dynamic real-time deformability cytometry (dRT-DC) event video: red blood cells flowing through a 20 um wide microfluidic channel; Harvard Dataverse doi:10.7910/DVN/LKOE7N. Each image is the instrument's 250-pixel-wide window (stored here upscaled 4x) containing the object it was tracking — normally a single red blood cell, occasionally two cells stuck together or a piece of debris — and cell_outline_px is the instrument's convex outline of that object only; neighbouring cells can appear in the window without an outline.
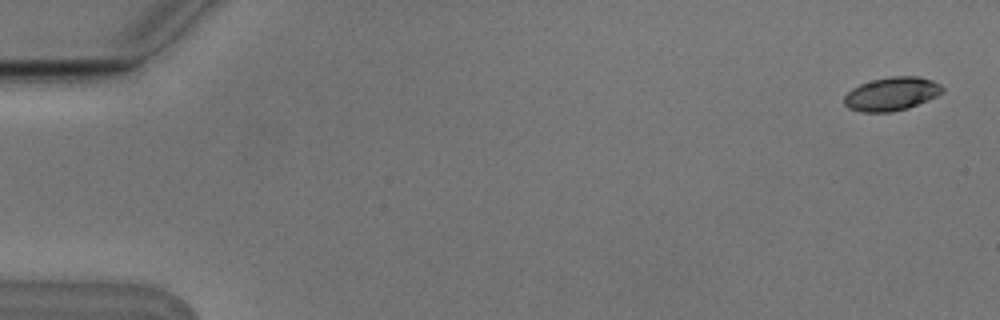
{"species": "Egyptian fruit bat (a non-hibernating species)", "species_latin": "Rousettus aegyptiacus", "temperature_condition": "cold", "stored_images_in_passage": 5, "camera_frame_rate_fps": 3000, "um_per_image_px": 0.085, "animal": {"sex": "male"}, "frame": {"image": 1, "passage_image": 1, "time_ms": 0.0, "image_size_px": [1000, 320], "cell_outline_px": [[944, 92], [928, 100], [908, 108], [892, 112], [860, 112], [848, 108], [844, 104], [844, 96], [852, 88], [860, 84], [872, 80], [892, 76], [920, 76], [932, 80], [940, 84], [944, 88]], "centroid_in_image_um": [75.79, 7.98], "position_along_channel_um": 9.2, "area_um2": 19.31}}
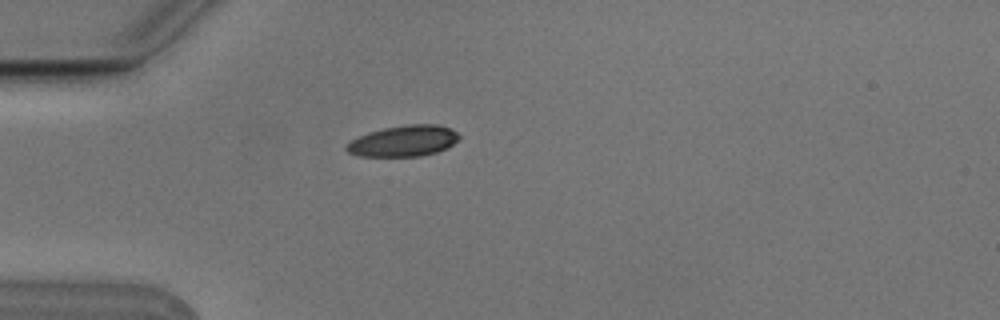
{"frame": {"image": 2, "passage_image": 5, "time_ms": 1.333, "image_size_px": [1000, 320], "cell_outline_px": [[460, 136], [448, 148], [436, 152], [420, 156], [356, 156], [348, 152], [344, 148], [352, 140], [368, 132], [384, 128], [408, 124], [436, 124], [452, 128]], "centroid_in_image_um": [34.31, 11.98], "position_along_channel_um": 50.7, "area_um2": 20.29}}